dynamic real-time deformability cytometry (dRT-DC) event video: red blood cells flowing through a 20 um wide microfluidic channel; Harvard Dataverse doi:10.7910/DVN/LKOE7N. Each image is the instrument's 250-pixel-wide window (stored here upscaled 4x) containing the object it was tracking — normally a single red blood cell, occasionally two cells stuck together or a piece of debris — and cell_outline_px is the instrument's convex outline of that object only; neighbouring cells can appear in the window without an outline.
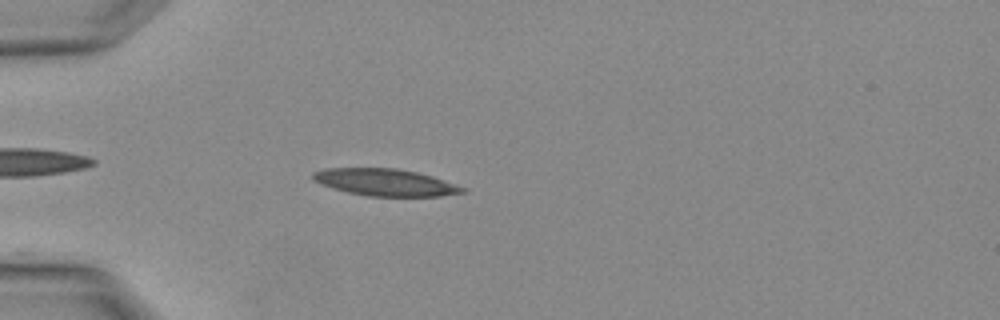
{"species": "Egyptian fruit bat (a non-hibernating species)", "species_latin": "Rousettus aegyptiacus", "temperature_condition": "warm", "stored_images_in_passage": 1, "camera_frame_rate_fps": 3000, "um_per_image_px": 0.085, "animal": {"sex": "female"}, "frame": {"image": 1, "passage_image": 1, "time_ms": 0.0, "image_size_px": [1000, 320], "cell_outline_px": [[468, 192], [440, 196], [368, 196], [348, 192], [312, 180], [312, 172], [324, 168], [396, 168], [416, 172], [432, 176], [468, 188]], "centroid_in_image_um": [32.8, 15.49], "position_along_channel_um": 52.2, "area_um2": 23.47}}